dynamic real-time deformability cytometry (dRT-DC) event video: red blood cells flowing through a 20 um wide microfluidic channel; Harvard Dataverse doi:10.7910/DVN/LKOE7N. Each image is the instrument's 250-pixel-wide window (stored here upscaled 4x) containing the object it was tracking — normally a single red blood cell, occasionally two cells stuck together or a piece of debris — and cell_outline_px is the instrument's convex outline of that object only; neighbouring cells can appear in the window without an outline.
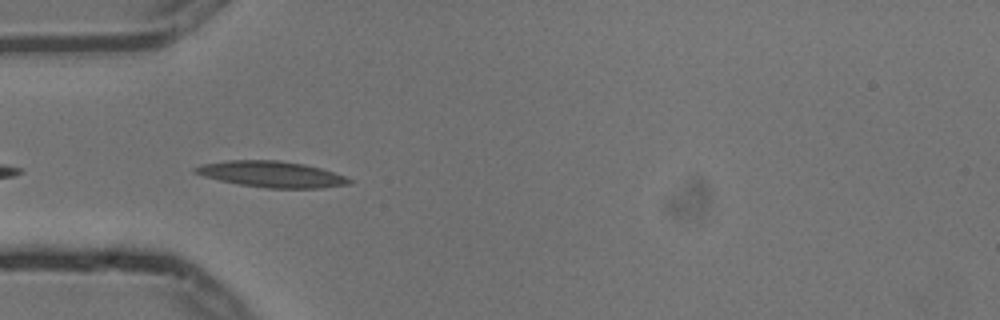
{"species": "common noctule bat (a hibernating species)", "species_latin": "Nyctalus noctula", "temperature_condition": "cold", "stored_images_in_passage": 7, "camera_frame_rate_fps": 3000, "um_per_image_px": 0.085, "animal": {"sex": "male", "body_mass_g": 13.3}, "frame": {"image": 1, "passage_image": 3, "time_ms": 0.667, "image_size_px": [1000, 320], "cell_outline_px": [[352, 184], [320, 188], [264, 188], [240, 184], [220, 180], [204, 176], [192, 172], [192, 168], [200, 164], [228, 160], [276, 160], [304, 164], [320, 168], [344, 176], [352, 180]], "centroid_in_image_um": [23.05, 14.81], "position_along_channel_um": 61.9, "area_um2": 23.35}}
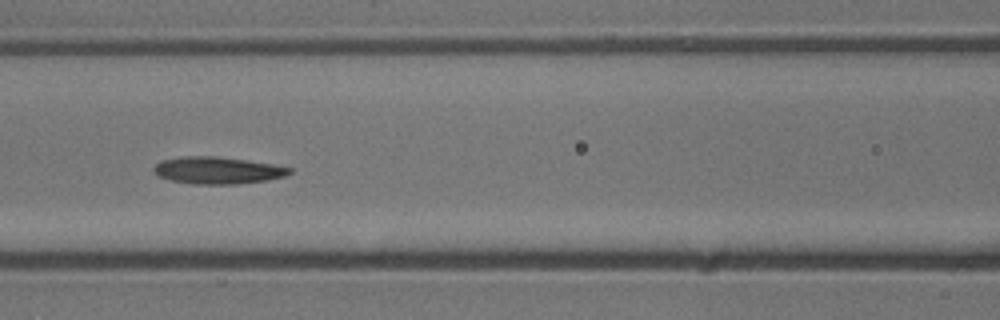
{"frame": {"image": 2, "passage_image": 5, "time_ms": 1.333, "image_size_px": [1000, 320], "cell_outline_px": [[292, 172], [284, 176], [268, 180], [236, 184], [192, 184], [172, 180], [156, 176], [152, 172], [152, 168], [160, 160], [184, 156], [216, 156], [272, 164], [292, 168]], "centroid_in_image_um": [18.44, 14.48], "position_along_channel_um": 148.2, "area_um2": 21.44}}
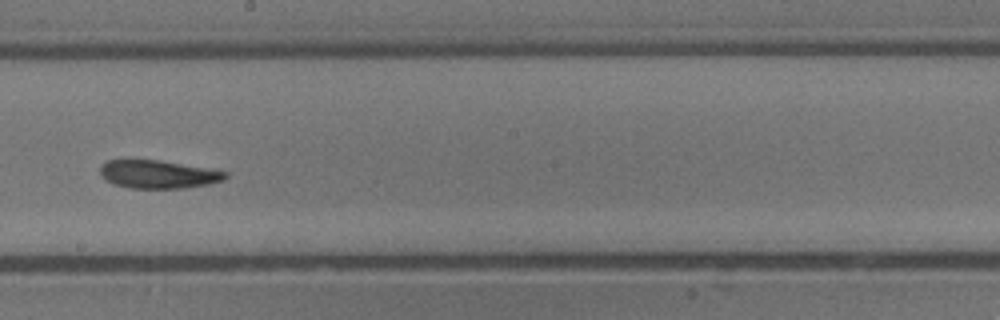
{"frame": {"image": 3, "passage_image": 7, "time_ms": 2.0, "image_size_px": [1000, 320], "cell_outline_px": [[228, 176], [224, 180], [208, 184], [180, 188], [128, 188], [112, 184], [100, 176], [100, 164], [108, 160], [124, 156], [160, 160], [208, 168], [228, 172]], "centroid_in_image_um": [13.33, 14.76], "position_along_channel_um": 234.9, "area_um2": 21.39}}